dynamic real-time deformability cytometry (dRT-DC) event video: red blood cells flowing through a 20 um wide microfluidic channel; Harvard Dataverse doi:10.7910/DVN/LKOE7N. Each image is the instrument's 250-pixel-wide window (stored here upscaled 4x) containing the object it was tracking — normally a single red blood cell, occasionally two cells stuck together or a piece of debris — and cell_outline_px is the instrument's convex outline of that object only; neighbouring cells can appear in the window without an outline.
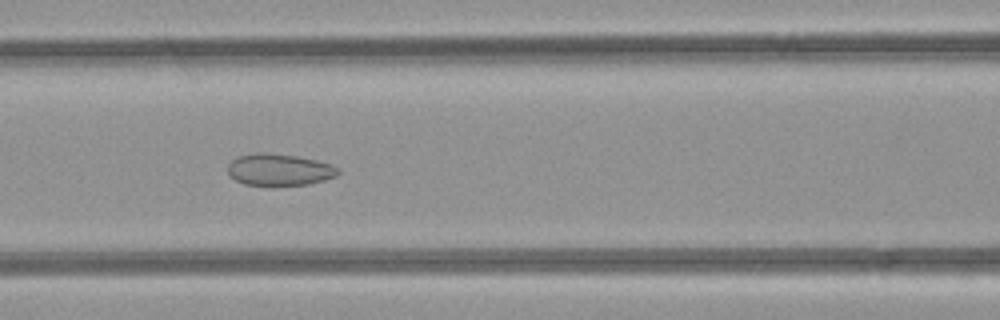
{"species": "common noctule bat (a hibernating species)", "species_latin": "Nyctalus noctula", "temperature_condition": "room temperature", "stored_images_in_passage": 35, "camera_frame_rate_fps": 3000, "um_per_image_px": 0.085, "animal": {"sex": "female", "body_mass_g": 21.9}, "frame": {"image": 1, "passage_image": 12, "time_ms": 3.667, "image_size_px": [1000, 320], "cell_outline_px": [[340, 172], [336, 176], [324, 180], [308, 184], [244, 184], [236, 180], [228, 172], [228, 164], [236, 156], [256, 152], [264, 152], [296, 156], [316, 160], [328, 164], [336, 168]], "centroid_in_image_um": [23.7, 14.4], "position_along_channel_um": 142.9, "area_um2": 20.0}}
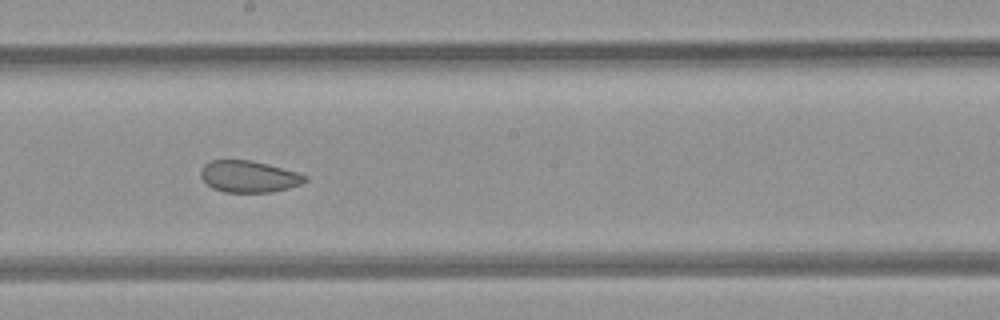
{"frame": {"image": 2, "passage_image": 18, "time_ms": 5.667, "image_size_px": [1000, 320], "cell_outline_px": [[308, 180], [300, 184], [288, 188], [272, 192], [224, 192], [212, 188], [200, 176], [200, 172], [204, 164], [212, 160], [248, 160], [268, 164], [296, 172], [308, 176]], "centroid_in_image_um": [21.15, 15.01], "position_along_channel_um": 227.1, "area_um2": 19.13}}
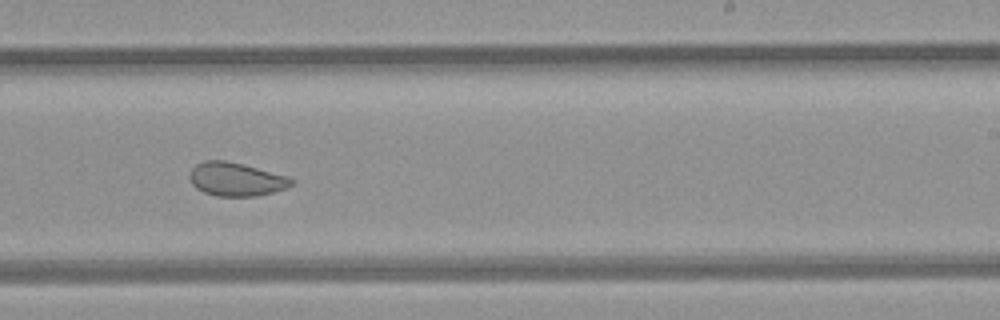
{"frame": {"image": 3, "passage_image": 21, "time_ms": 6.667, "image_size_px": [1000, 320], "cell_outline_px": [[296, 180], [292, 184], [284, 188], [272, 192], [256, 196], [216, 196], [204, 192], [196, 188], [192, 184], [188, 176], [192, 168], [196, 164], [204, 160], [224, 160], [244, 164], [288, 176]], "centroid_in_image_um": [20.04, 15.23], "position_along_channel_um": 269.0, "area_um2": 19.94}}